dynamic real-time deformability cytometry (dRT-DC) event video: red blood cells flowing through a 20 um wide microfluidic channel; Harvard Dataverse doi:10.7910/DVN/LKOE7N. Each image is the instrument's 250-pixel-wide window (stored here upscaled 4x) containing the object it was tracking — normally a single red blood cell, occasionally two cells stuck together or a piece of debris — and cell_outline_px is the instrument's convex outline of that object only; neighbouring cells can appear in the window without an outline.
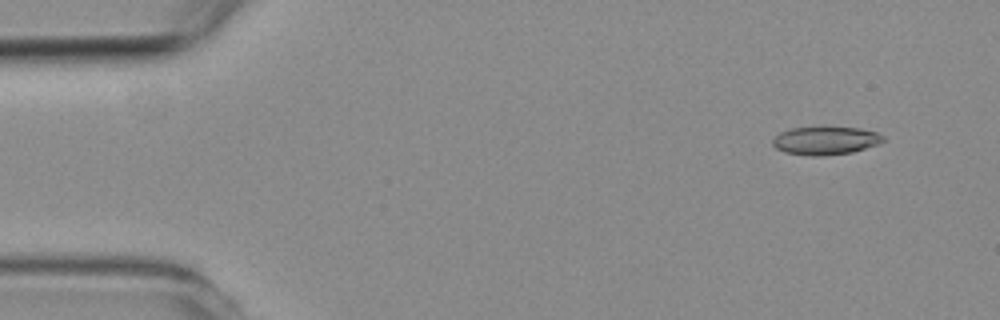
{"species": "common noctule bat (a hibernating species)", "species_latin": "Nyctalus noctula", "temperature_condition": "room temperature", "stored_images_in_passage": 5, "camera_frame_rate_fps": 3000, "um_per_image_px": 0.085, "animal": {"sex": "female", "body_mass_g": 19.3, "forearm_length_mm": 54.1}, "frame": {"image": 1, "passage_image": 1, "time_ms": 0.0, "image_size_px": [1000, 320], "cell_outline_px": [[884, 140], [880, 144], [852, 152], [820, 156], [812, 156], [784, 152], [776, 148], [772, 144], [772, 140], [780, 132], [792, 128], [860, 128], [876, 132], [884, 136]], "centroid_in_image_um": [70.18, 11.96], "position_along_channel_um": 14.8, "area_um2": 17.92}}
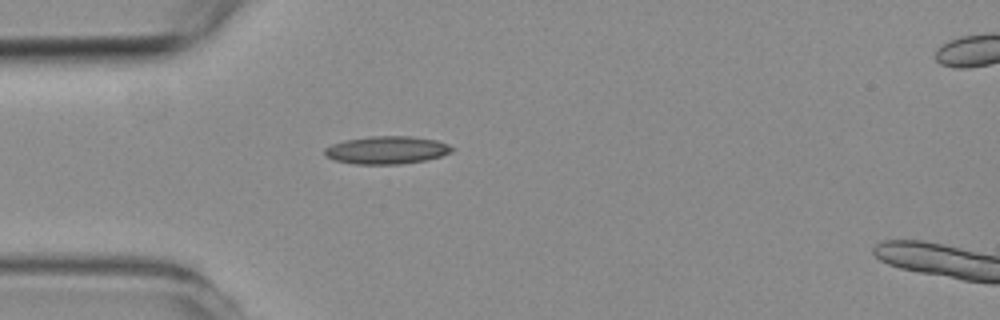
{"frame": {"image": 2, "passage_image": 4, "time_ms": 3.333, "image_size_px": [1000, 320], "cell_outline_px": [[456, 148], [452, 152], [440, 156], [424, 160], [400, 164], [352, 164], [332, 160], [324, 156], [324, 148], [332, 144], [344, 140], [372, 136], [412, 136], [436, 140], [448, 144]], "centroid_in_image_um": [32.84, 12.76], "position_along_channel_um": 52.2, "area_um2": 20.81}}